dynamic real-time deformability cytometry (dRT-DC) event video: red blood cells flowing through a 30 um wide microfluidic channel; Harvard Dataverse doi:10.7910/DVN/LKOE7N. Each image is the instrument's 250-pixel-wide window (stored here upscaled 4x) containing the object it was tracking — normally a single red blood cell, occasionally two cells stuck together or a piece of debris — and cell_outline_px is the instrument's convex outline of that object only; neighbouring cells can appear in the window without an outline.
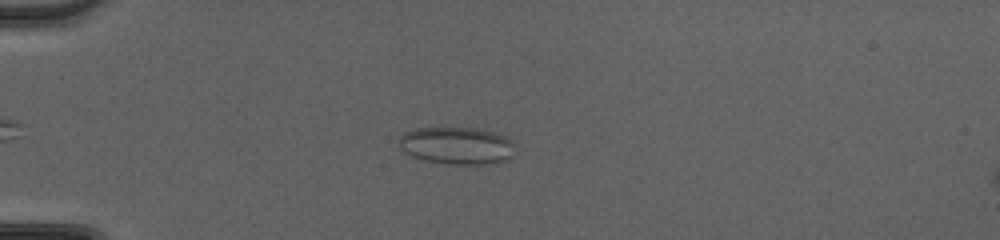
{"species": "common noctule bat (a hibernating species)", "species_latin": "Nyctalus noctula", "temperature_condition": "cold", "stored_images_in_passage": 46, "camera_frame_rate_fps": 3000, "um_per_image_px": 0.085, "animal": {"sex": "female", "body_mass_g": 20.0, "forearm_length_mm": 54.0}, "frame": {"image": 1, "passage_image": 11, "time_ms": 3.333, "image_size_px": [1000, 240], "cell_outline_px": [[512, 156], [508, 160], [492, 164], [448, 164], [424, 160], [412, 156], [404, 152], [400, 148], [400, 136], [416, 128], [472, 128], [492, 132], [504, 136], [512, 140]], "centroid_in_image_um": [38.83, 12.39], "position_along_channel_um": 46.2, "area_um2": 25.03}}
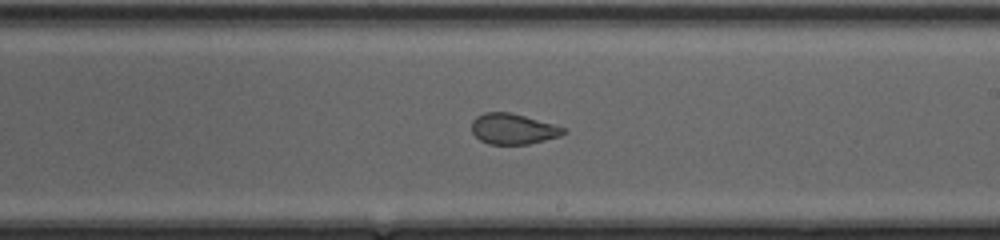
{"frame": {"image": 2, "passage_image": 27, "time_ms": 8.667, "image_size_px": [1000, 240], "cell_outline_px": [[568, 132], [560, 136], [528, 144], [488, 144], [480, 140], [472, 132], [472, 120], [476, 116], [484, 112], [512, 112], [568, 128]], "centroid_in_image_um": [43.64, 10.95], "position_along_channel_um": 245.4, "area_um2": 16.59}}
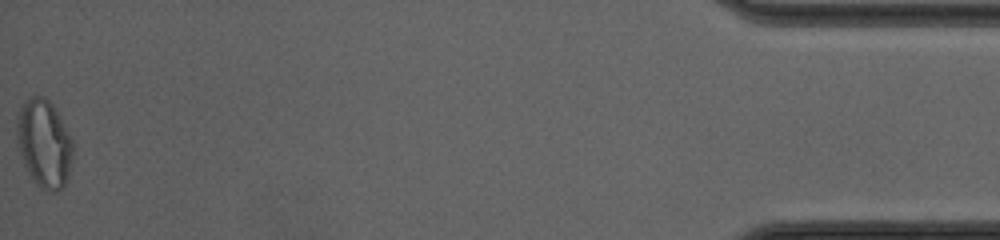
{"frame": {"image": 3, "passage_image": 46, "time_ms": 15.0, "image_size_px": [1000, 240], "cell_outline_px": [[72, 156], [68, 176], [64, 184], [56, 192], [52, 192], [40, 188], [36, 184], [28, 172], [24, 164], [20, 152], [16, 128], [16, 116], [24, 100], [32, 96], [44, 96], [52, 104], [72, 140]], "centroid_in_image_um": [3.73, 12.18], "position_along_channel_um": 431.5, "area_um2": 28.38}, "authors_computed_cell_mechanics": {"area_um2": 20.9525, "velocity_mm_per_s": 4.3168, "shape_relaxation_time_tau1_ms": null, "shape_relaxation_time_tau2_ms": 0.863, "deformation_change_tau1": null, "deformation_change_tau2": 0.0739}}